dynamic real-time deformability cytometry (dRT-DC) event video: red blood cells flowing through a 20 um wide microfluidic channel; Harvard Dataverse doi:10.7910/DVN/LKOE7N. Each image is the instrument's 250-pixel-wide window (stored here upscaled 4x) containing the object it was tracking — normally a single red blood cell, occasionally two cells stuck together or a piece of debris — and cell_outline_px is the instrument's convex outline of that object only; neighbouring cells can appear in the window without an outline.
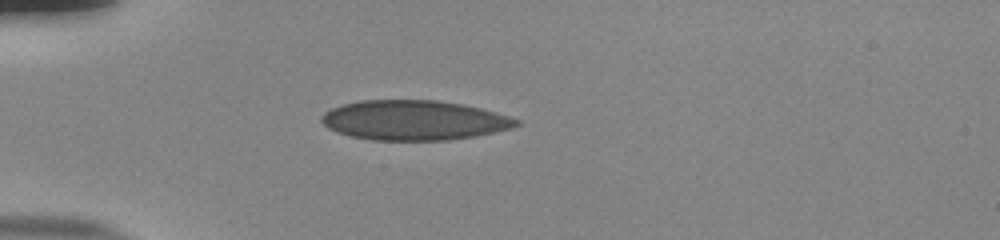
{"species": "human", "species_latin": "Homo sapiens", "temperature_condition": "room temperature", "stored_images_in_passage": 39, "camera_frame_rate_fps": 3000, "um_per_image_px": 0.085, "donor": {"sex": "male"}, "frame": {"image": 1, "passage_image": 1, "time_ms": 0.0, "image_size_px": [1000, 240], "cell_outline_px": [[520, 124], [512, 128], [476, 136], [448, 140], [372, 140], [352, 136], [336, 132], [328, 128], [320, 120], [320, 116], [324, 112], [332, 108], [344, 104], [360, 100], [436, 100], [464, 104], [496, 112], [520, 120]], "centroid_in_image_um": [35.19, 10.22], "position_along_channel_um": 49.8, "area_um2": 45.26}}
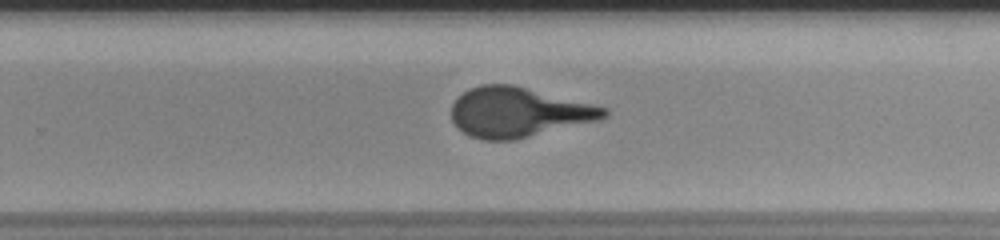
{"frame": {"image": 2, "passage_image": 21, "time_ms": 6.667, "image_size_px": [1000, 240], "cell_outline_px": [[608, 116], [596, 120], [516, 140], [484, 140], [468, 136], [452, 120], [452, 104], [468, 88], [480, 84], [512, 84], [608, 108]], "centroid_in_image_um": [44.03, 9.54], "position_along_channel_um": 285.8, "area_um2": 43.93}}
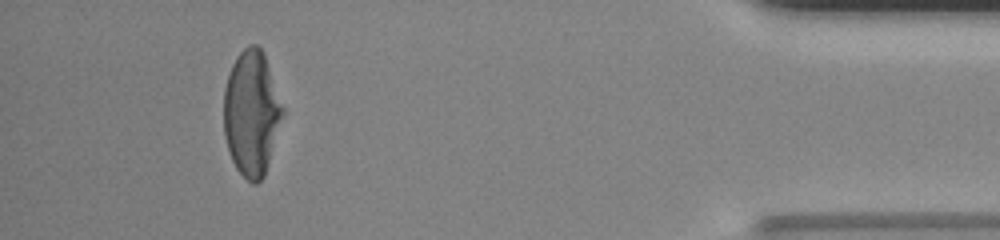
{"frame": {"image": 3, "passage_image": 35, "time_ms": 11.333, "image_size_px": [1000, 240], "cell_outline_px": [[284, 112], [264, 176], [256, 184], [252, 184], [236, 168], [232, 160], [228, 148], [224, 132], [224, 88], [232, 64], [236, 56], [248, 44], [256, 44], [264, 52], [284, 108]], "centroid_in_image_um": [21.38, 9.58], "position_along_channel_um": 413.8, "area_um2": 42.77}, "authors_computed_cell_mechanics": {"area_um2": 44.6216, "velocity_mm_per_s": 3.8607, "shape_relaxation_time_tau1_ms": 7.1188, "shape_relaxation_time_tau2_ms": null, "deformation_change_tau1": 0.2207, "deformation_change_tau2": null}}